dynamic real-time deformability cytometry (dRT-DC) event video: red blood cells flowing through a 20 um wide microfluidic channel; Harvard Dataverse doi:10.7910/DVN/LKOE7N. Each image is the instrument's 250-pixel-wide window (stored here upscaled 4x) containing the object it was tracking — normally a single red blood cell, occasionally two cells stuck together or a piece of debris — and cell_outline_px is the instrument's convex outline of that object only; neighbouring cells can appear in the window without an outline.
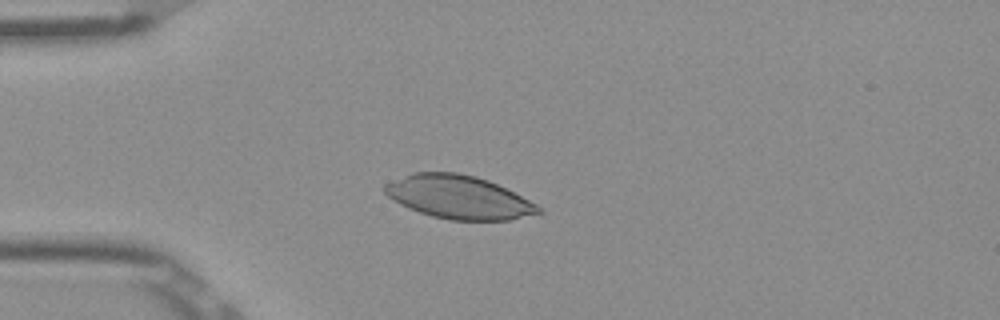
{"species": "Egyptian fruit bat (a non-hibernating species)", "species_latin": "Rousettus aegyptiacus", "temperature_condition": "room temperature", "stored_images_in_passage": 51, "camera_frame_rate_fps": 3000, "um_per_image_px": 0.085, "frame": {"image": 1, "passage_image": 13, "time_ms": 4.0, "image_size_px": [1000, 320], "cell_outline_px": [[544, 212], [508, 220], [448, 220], [432, 216], [408, 208], [400, 204], [388, 196], [384, 192], [384, 184], [412, 172], [456, 172], [476, 176], [488, 180], [536, 204]], "centroid_in_image_um": [38.95, 16.75], "position_along_channel_um": 46.0, "area_um2": 38.49}}
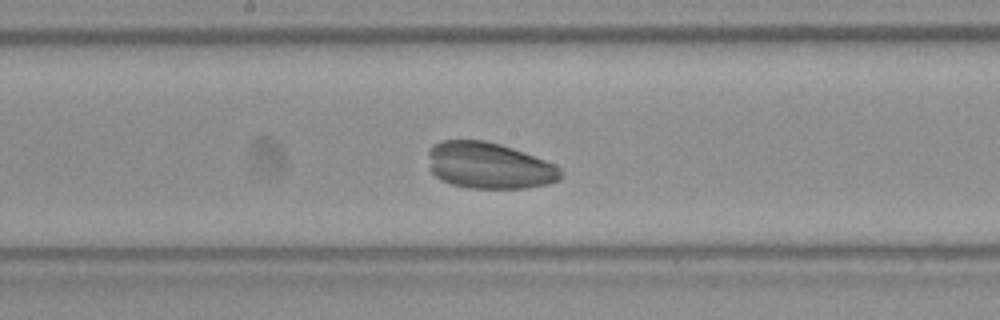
{"frame": {"image": 2, "passage_image": 27, "time_ms": 8.667, "image_size_px": [1000, 320], "cell_outline_px": [[560, 180], [548, 184], [524, 188], [468, 188], [452, 184], [440, 180], [428, 168], [428, 148], [432, 144], [440, 140], [484, 140], [500, 144], [524, 152], [556, 164], [560, 168]], "centroid_in_image_um": [41.53, 14.06], "position_along_channel_um": 206.7, "area_um2": 36.13}}
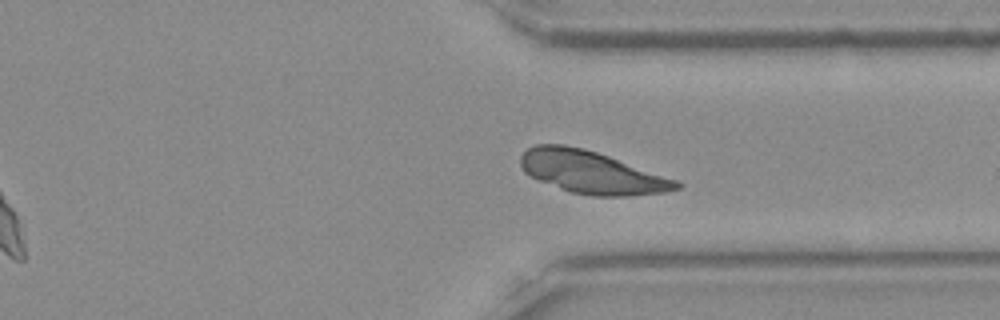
{"frame": {"image": 3, "passage_image": 39, "time_ms": 12.667, "image_size_px": [1000, 320], "cell_outline_px": [[684, 184], [680, 188], [664, 192], [628, 196], [592, 196], [572, 192], [540, 180], [524, 172], [520, 164], [520, 156], [528, 148], [536, 144], [564, 144], [584, 148], [608, 156], [676, 180]], "centroid_in_image_um": [50.27, 14.64], "position_along_channel_um": 361.1, "area_um2": 38.15}}